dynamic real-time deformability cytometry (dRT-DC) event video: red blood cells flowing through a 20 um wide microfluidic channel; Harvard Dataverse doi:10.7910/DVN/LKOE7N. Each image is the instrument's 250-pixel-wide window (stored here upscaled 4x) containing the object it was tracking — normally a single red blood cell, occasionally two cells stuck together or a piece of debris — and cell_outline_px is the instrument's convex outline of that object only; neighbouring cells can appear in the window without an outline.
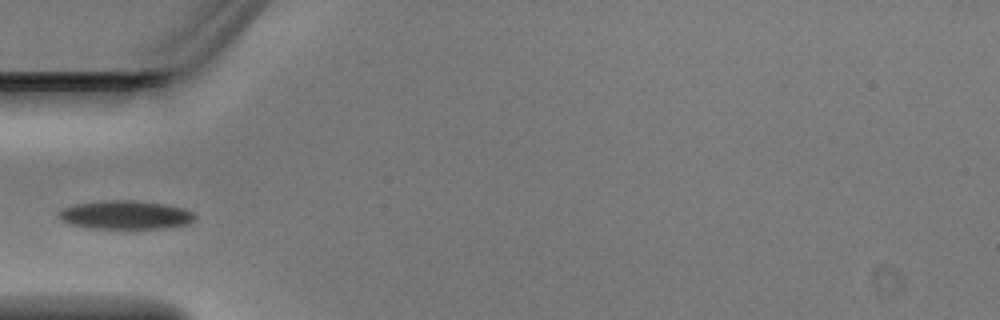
{"species": "Egyptian fruit bat (a non-hibernating species)", "species_latin": "Rousettus aegyptiacus", "temperature_condition": "warm", "stored_images_in_passage": 2, "camera_frame_rate_fps": 3000, "um_per_image_px": 0.085, "animal": {"sex": "male"}, "frame": {"image": 1, "passage_image": 2, "time_ms": 0.333, "image_size_px": [1000, 320], "cell_outline_px": [[196, 216], [188, 224], [164, 228], [92, 228], [72, 224], [64, 220], [60, 216], [60, 212], [64, 208], [76, 204], [104, 200], [136, 200], [168, 204], [184, 208], [192, 212]], "centroid_in_image_um": [10.74, 18.25], "position_along_channel_um": 74.3, "area_um2": 22.43}}